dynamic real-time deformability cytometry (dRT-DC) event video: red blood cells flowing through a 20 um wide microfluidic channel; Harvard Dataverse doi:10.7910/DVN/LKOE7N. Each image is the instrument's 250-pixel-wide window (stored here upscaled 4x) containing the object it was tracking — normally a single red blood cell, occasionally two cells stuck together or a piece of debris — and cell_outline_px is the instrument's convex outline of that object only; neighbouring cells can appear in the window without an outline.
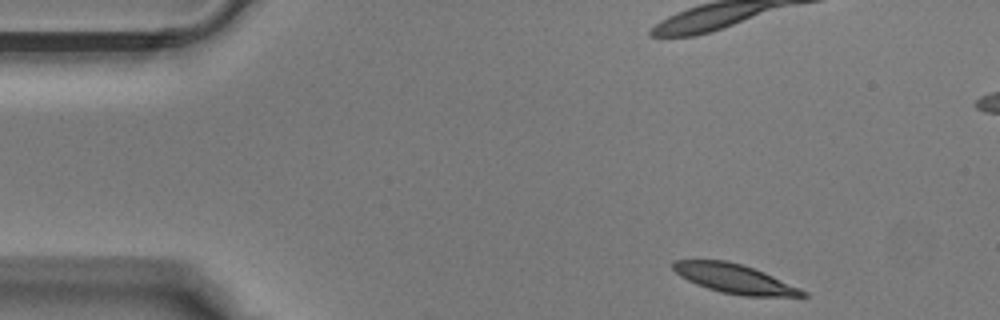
{"species": "Egyptian fruit bat (a non-hibernating species)", "species_latin": "Rousettus aegyptiacus", "temperature_condition": "warm", "stored_images_in_passage": 36, "camera_frame_rate_fps": 3000, "um_per_image_px": 0.085, "animal": {"sex": "male"}, "frame": {"image": 1, "passage_image": 1, "time_ms": 0.0, "image_size_px": [1000, 320], "cell_outline_px": [[808, 296], [744, 296], [720, 292], [696, 284], [680, 276], [672, 268], [672, 264], [676, 260], [724, 260], [740, 264], [764, 272], [800, 288], [808, 292]], "centroid_in_image_um": [62.44, 23.7], "position_along_channel_um": 22.6, "area_um2": 21.79}}